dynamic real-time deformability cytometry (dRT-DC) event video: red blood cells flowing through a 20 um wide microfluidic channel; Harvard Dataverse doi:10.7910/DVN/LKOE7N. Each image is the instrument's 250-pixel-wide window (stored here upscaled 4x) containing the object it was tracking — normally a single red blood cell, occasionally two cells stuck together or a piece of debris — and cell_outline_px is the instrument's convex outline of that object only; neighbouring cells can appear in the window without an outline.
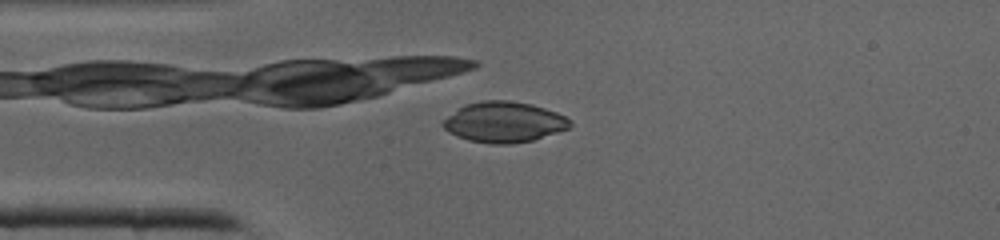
{"species": "common noctule bat (a hibernating species)", "species_latin": "Nyctalus noctula", "temperature_condition": "cold", "stored_images_in_passage": 32, "camera_frame_rate_fps": 3000, "um_per_image_px": 0.085, "animal": {"sex": "male", "body_mass_g": 19.0, "forearm_length_mm": 50.8}, "frame": {"image": 1, "passage_image": 10, "time_ms": 3.0, "image_size_px": [1000, 240], "cell_outline_px": [[572, 124], [568, 128], [532, 140], [512, 144], [492, 144], [468, 140], [456, 136], [448, 132], [440, 124], [448, 116], [464, 104], [484, 100], [508, 100], [532, 104], [556, 112], [572, 120]], "centroid_in_image_um": [42.82, 10.37], "position_along_channel_um": 42.2, "area_um2": 30.0}}
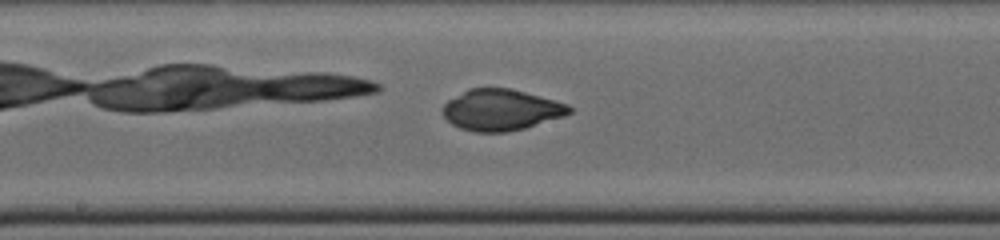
{"frame": {"image": 2, "passage_image": 21, "time_ms": 6.667, "image_size_px": [1000, 240], "cell_outline_px": [[572, 112], [564, 116], [524, 128], [508, 132], [476, 132], [460, 128], [452, 124], [444, 116], [444, 104], [448, 100], [468, 88], [508, 88], [524, 92], [568, 104], [572, 108]], "centroid_in_image_um": [42.59, 9.34], "position_along_channel_um": 205.6, "area_um2": 30.06}}
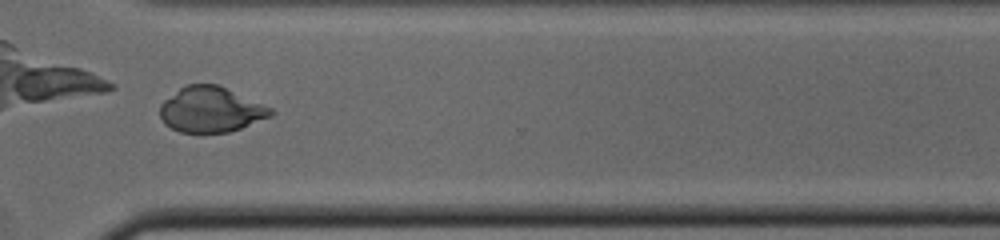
{"frame": {"image": 3, "passage_image": 30, "time_ms": 9.667, "image_size_px": [1000, 240], "cell_outline_px": [[276, 112], [272, 116], [240, 128], [228, 132], [180, 132], [164, 124], [160, 116], [160, 104], [164, 100], [184, 84], [216, 84], [272, 108]], "centroid_in_image_um": [17.9, 9.31], "position_along_channel_um": 352.7, "area_um2": 29.13}}